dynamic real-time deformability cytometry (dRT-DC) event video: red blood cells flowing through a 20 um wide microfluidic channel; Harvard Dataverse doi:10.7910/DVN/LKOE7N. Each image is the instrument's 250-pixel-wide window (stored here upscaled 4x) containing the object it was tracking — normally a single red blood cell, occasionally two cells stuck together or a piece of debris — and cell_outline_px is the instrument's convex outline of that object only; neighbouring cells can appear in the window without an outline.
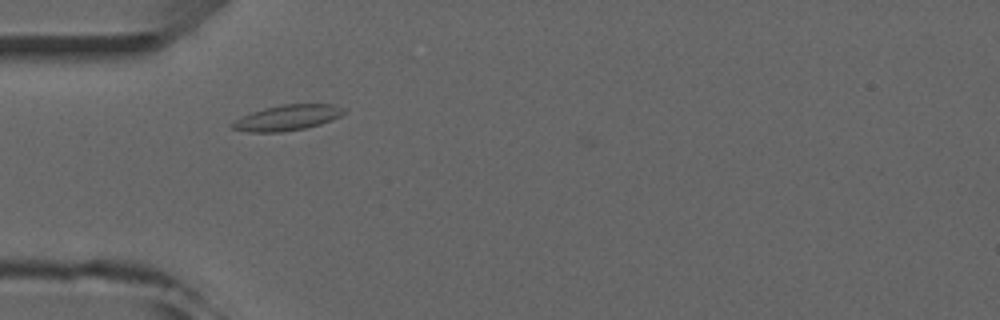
{"species": "common noctule bat (a hibernating species)", "species_latin": "Nyctalus noctula", "temperature_condition": "room temperature", "stored_images_in_passage": 4, "camera_frame_rate_fps": 3000, "um_per_image_px": 0.085, "animal": {"sex": "male", "forearm_length_mm": 52.5}, "frame": {"image": 1, "passage_image": 3, "time_ms": 2.333, "image_size_px": [1000, 320], "cell_outline_px": [[344, 112], [340, 116], [332, 120], [320, 124], [304, 128], [280, 132], [248, 132], [232, 128], [228, 124], [252, 112], [264, 108], [280, 104], [332, 104], [344, 108]], "centroid_in_image_um": [24.41, 10.0], "position_along_channel_um": 60.6, "area_um2": 16.47}}
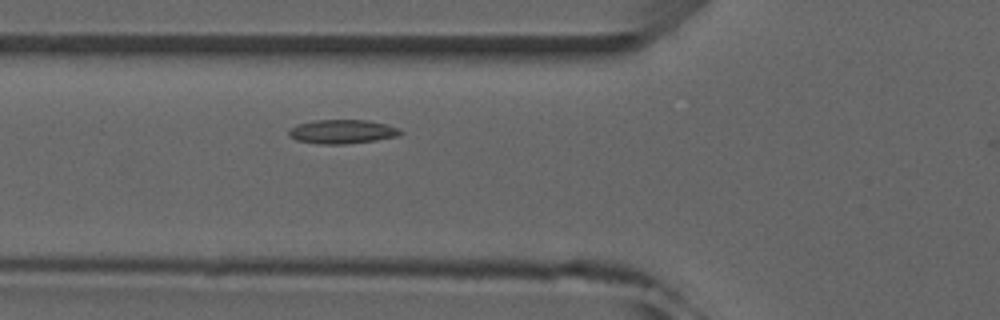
{"frame": {"image": 2, "passage_image": 4, "time_ms": 3.333, "image_size_px": [1000, 320], "cell_outline_px": [[404, 132], [400, 136], [376, 140], [344, 144], [324, 144], [296, 140], [288, 136], [288, 128], [296, 124], [312, 120], [368, 120], [388, 124], [400, 128]], "centroid_in_image_um": [29.1, 11.18], "position_along_channel_um": 96.7, "area_um2": 15.9}}